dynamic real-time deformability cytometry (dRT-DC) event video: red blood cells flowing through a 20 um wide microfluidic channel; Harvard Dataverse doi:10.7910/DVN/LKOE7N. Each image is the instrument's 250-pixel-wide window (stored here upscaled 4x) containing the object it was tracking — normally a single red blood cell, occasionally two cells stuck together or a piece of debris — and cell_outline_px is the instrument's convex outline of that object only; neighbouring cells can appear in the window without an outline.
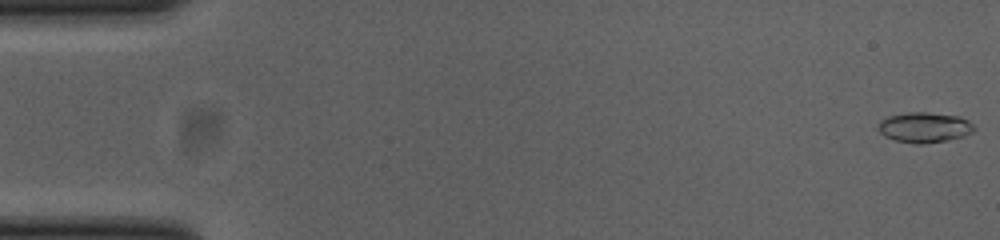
{"species": "common noctule bat (a hibernating species)", "species_latin": "Nyctalus noctula", "temperature_condition": "cold", "stored_images_in_passage": 53, "camera_frame_rate_fps": 3000, "um_per_image_px": 0.085, "animal": {"sex": "female", "body_mass_g": 23.0, "forearm_length_mm": 53.4}, "frame": {"image": 1, "passage_image": 1, "time_ms": 0.0, "image_size_px": [1000, 240], "cell_outline_px": [[976, 128], [972, 132], [964, 136], [948, 140], [924, 144], [916, 144], [896, 140], [884, 136], [876, 128], [880, 120], [888, 116], [908, 112], [928, 112], [960, 116], [968, 120]], "centroid_in_image_um": [78.57, 10.82], "position_along_channel_um": 6.4, "area_um2": 17.11}}
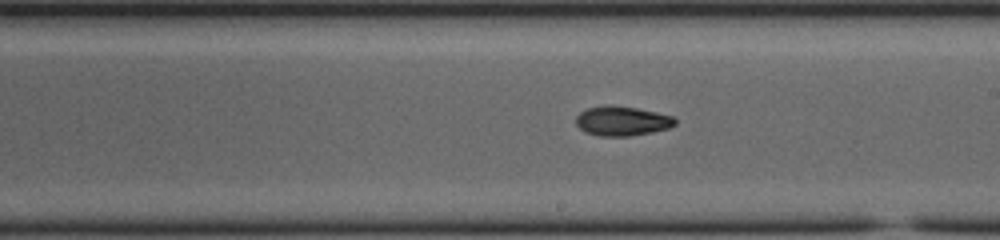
{"frame": {"image": 2, "passage_image": 30, "time_ms": 9.667, "image_size_px": [1000, 240], "cell_outline_px": [[676, 124], [668, 128], [652, 132], [628, 136], [600, 136], [584, 132], [576, 124], [576, 116], [580, 112], [588, 108], [608, 104], [612, 104], [636, 108], [656, 112], [672, 116], [676, 120]], "centroid_in_image_um": [52.85, 10.28], "position_along_channel_um": 236.1, "area_um2": 17.11}}
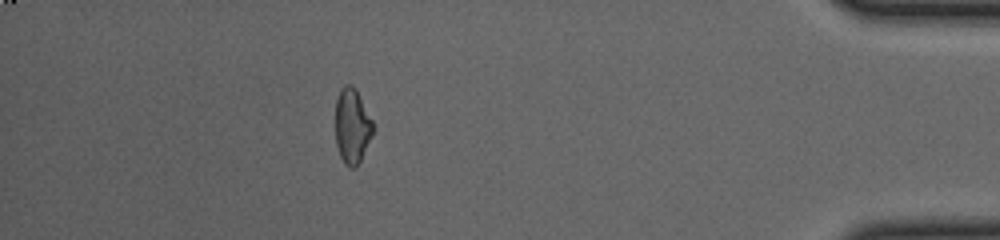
{"frame": {"image": 3, "passage_image": 47, "time_ms": 15.333, "image_size_px": [1000, 240], "cell_outline_px": [[372, 136], [356, 168], [348, 168], [344, 164], [340, 156], [336, 144], [336, 100], [340, 88], [344, 84], [352, 84], [356, 88], [372, 120]], "centroid_in_image_um": [29.91, 10.7], "position_along_channel_um": 405.3, "area_um2": 16.47}, "authors_computed_cell_mechanics": {"area_um2": 16.8776, "velocity_mm_per_s": 3.8827, "shape_relaxation_time_tau1_ms": 4.1079, "shape_relaxation_time_tau2_ms": null, "deformation_change_tau1": 0.1424, "deformation_change_tau2": null}}